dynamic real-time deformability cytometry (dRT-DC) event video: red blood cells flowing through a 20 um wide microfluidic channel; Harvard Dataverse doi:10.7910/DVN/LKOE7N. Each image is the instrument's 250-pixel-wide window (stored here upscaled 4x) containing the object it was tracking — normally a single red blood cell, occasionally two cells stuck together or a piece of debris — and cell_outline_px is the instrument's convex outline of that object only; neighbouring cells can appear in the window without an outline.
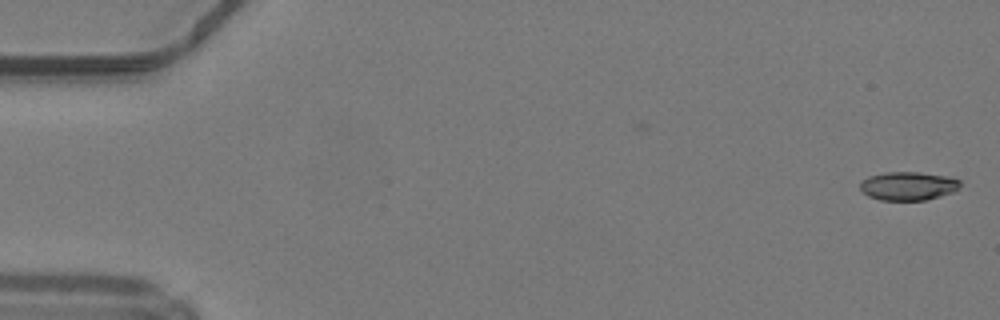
{"species": "common noctule bat (a hibernating species)", "species_latin": "Nyctalus noctula", "temperature_condition": "warm", "stored_images_in_passage": 49, "camera_frame_rate_fps": 3000, "um_per_image_px": 0.085, "animal": {"sex": "male", "body_mass_g": 19.2, "forearm_length_mm": 51.8}, "frame": {"image": 1, "passage_image": 1, "time_ms": 0.0, "image_size_px": [1000, 320], "cell_outline_px": [[960, 184], [952, 192], [940, 196], [924, 200], [880, 200], [868, 196], [860, 188], [860, 180], [868, 176], [884, 172], [920, 172], [948, 176], [960, 180]], "centroid_in_image_um": [77.15, 15.79], "position_along_channel_um": 7.8, "area_um2": 16.65}}
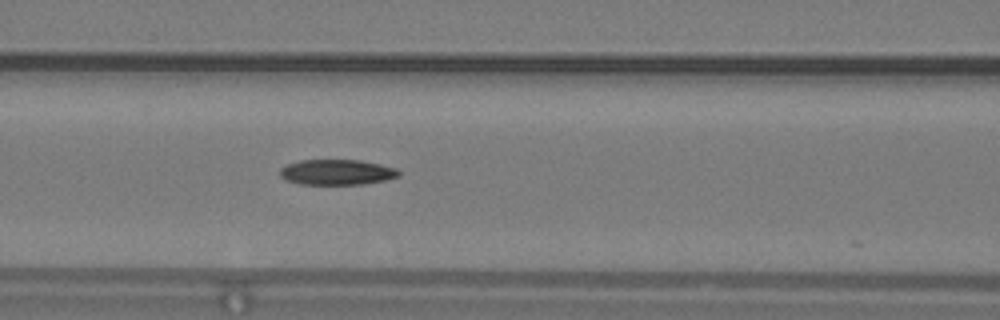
{"frame": {"image": 2, "passage_image": 21, "time_ms": 6.667, "image_size_px": [1000, 320], "cell_outline_px": [[400, 176], [384, 180], [364, 184], [300, 184], [284, 180], [280, 176], [280, 168], [288, 164], [300, 160], [360, 160], [380, 164], [396, 168], [400, 172]], "centroid_in_image_um": [28.62, 14.63], "position_along_channel_um": 138.0, "area_um2": 17.63}}
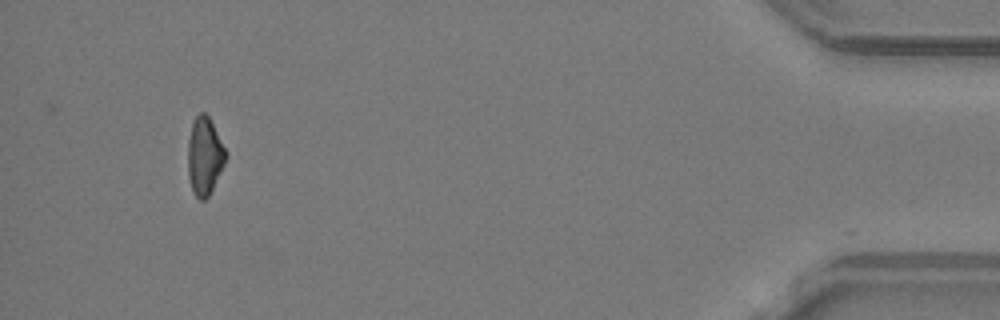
{"frame": {"image": 3, "passage_image": 46, "time_ms": 15.0, "image_size_px": [1000, 320], "cell_outline_px": [[228, 156], [208, 196], [204, 200], [200, 200], [192, 192], [188, 176], [188, 140], [192, 124], [196, 116], [200, 112], [204, 112], [208, 116], [228, 152]], "centroid_in_image_um": [17.39, 13.26], "position_along_channel_um": 417.8, "area_um2": 17.11}, "authors_computed_cell_mechanics": {"area_um2": 17.629, "velocity_mm_per_s": 4.2486, "shape_relaxation_time_tau1_ms": 4.6758, "shape_relaxation_time_tau2_ms": null, "deformation_change_tau1": 0.1449, "deformation_change_tau2": null}}